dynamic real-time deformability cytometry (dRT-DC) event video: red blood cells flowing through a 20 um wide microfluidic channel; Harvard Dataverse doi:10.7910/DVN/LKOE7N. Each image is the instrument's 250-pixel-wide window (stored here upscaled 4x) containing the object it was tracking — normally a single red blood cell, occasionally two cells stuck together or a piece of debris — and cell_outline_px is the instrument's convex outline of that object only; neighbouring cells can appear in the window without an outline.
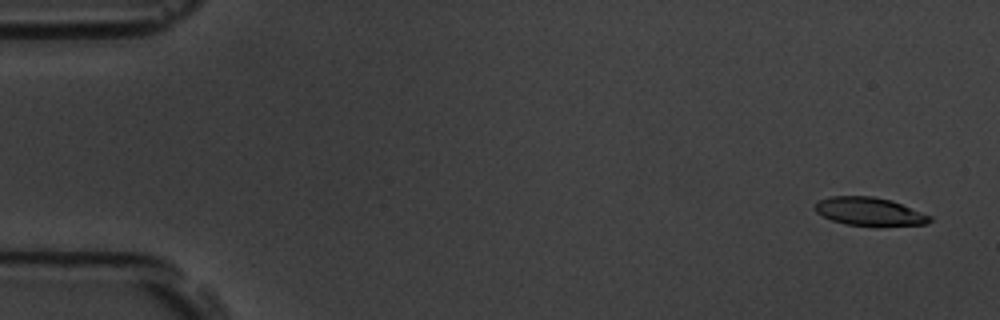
{"species": "common noctule bat (a hibernating species)", "species_latin": "Nyctalus noctula", "temperature_condition": "room temperature", "stored_images_in_passage": 58, "camera_frame_rate_fps": 3000, "um_per_image_px": 0.085, "animal": {"sex": "male", "body_mass_g": 19.5, "forearm_length_mm": 54.6}, "frame": {"image": 1, "passage_image": 3, "time_ms": 0.667, "image_size_px": [1000, 320], "cell_outline_px": [[932, 220], [928, 224], [848, 224], [832, 220], [816, 212], [812, 208], [820, 200], [832, 196], [872, 196], [892, 200], [932, 216]], "centroid_in_image_um": [73.89, 17.94], "position_along_channel_um": 11.1, "area_um2": 18.26}}
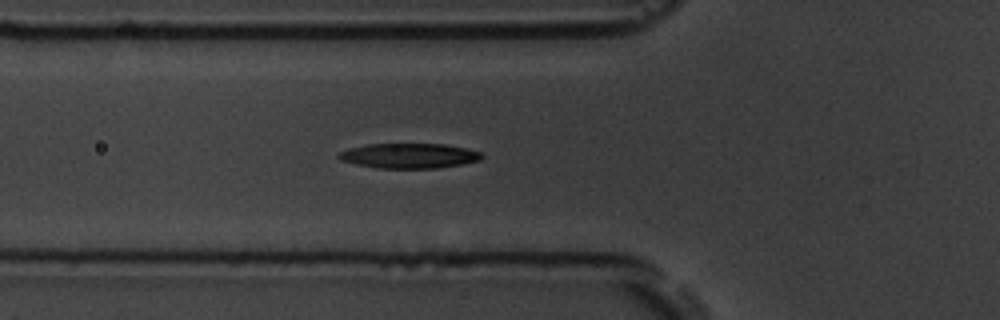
{"frame": {"image": 2, "passage_image": 21, "time_ms": 6.667, "image_size_px": [1000, 320], "cell_outline_px": [[484, 156], [480, 160], [460, 164], [436, 168], [376, 168], [356, 164], [340, 160], [336, 156], [340, 152], [348, 148], [368, 144], [444, 144], [464, 148], [480, 152]], "centroid_in_image_um": [34.73, 13.24], "position_along_channel_um": 91.1, "area_um2": 20.69}}
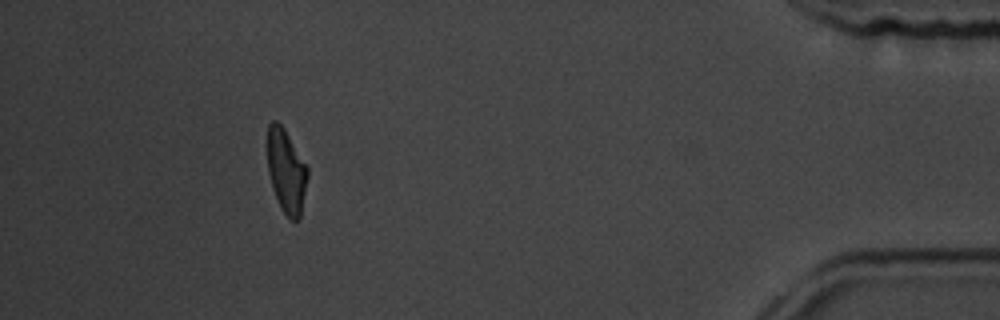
{"frame": {"image": 3, "passage_image": 53, "time_ms": 17.333, "image_size_px": [1000, 320], "cell_outline_px": [[308, 176], [300, 216], [296, 220], [292, 220], [280, 208], [272, 188], [268, 172], [264, 144], [268, 124], [272, 120], [276, 120], [284, 128], [308, 168]], "centroid_in_image_um": [24.27, 14.46], "position_along_channel_um": 410.9, "area_um2": 20.06}, "authors_computed_cell_mechanics": {"area_um2": 20.6057, "velocity_mm_per_s": 3.5471, "shape_relaxation_time_tau1_ms": 3.7864, "shape_relaxation_time_tau2_ms": 7.9927, "deformation_change_tau1": 0.159, "deformation_change_tau2": 0.1794}}